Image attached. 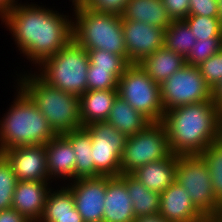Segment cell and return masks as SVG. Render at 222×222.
Wrapping results in <instances>:
<instances>
[{
    "label": "cell",
    "mask_w": 222,
    "mask_h": 222,
    "mask_svg": "<svg viewBox=\"0 0 222 222\" xmlns=\"http://www.w3.org/2000/svg\"><path fill=\"white\" fill-rule=\"evenodd\" d=\"M17 3L2 18L20 54L39 65L72 41L73 17L36 3Z\"/></svg>",
    "instance_id": "obj_1"
},
{
    "label": "cell",
    "mask_w": 222,
    "mask_h": 222,
    "mask_svg": "<svg viewBox=\"0 0 222 222\" xmlns=\"http://www.w3.org/2000/svg\"><path fill=\"white\" fill-rule=\"evenodd\" d=\"M221 112L212 100L165 111L162 123L169 149L175 155L201 154L220 139Z\"/></svg>",
    "instance_id": "obj_2"
},
{
    "label": "cell",
    "mask_w": 222,
    "mask_h": 222,
    "mask_svg": "<svg viewBox=\"0 0 222 222\" xmlns=\"http://www.w3.org/2000/svg\"><path fill=\"white\" fill-rule=\"evenodd\" d=\"M14 89V101L0 120V153L16 146L45 145L57 135L32 99L18 85Z\"/></svg>",
    "instance_id": "obj_3"
},
{
    "label": "cell",
    "mask_w": 222,
    "mask_h": 222,
    "mask_svg": "<svg viewBox=\"0 0 222 222\" xmlns=\"http://www.w3.org/2000/svg\"><path fill=\"white\" fill-rule=\"evenodd\" d=\"M31 72L16 74V85L32 99L54 132L61 135L82 128L79 97L46 84Z\"/></svg>",
    "instance_id": "obj_4"
},
{
    "label": "cell",
    "mask_w": 222,
    "mask_h": 222,
    "mask_svg": "<svg viewBox=\"0 0 222 222\" xmlns=\"http://www.w3.org/2000/svg\"><path fill=\"white\" fill-rule=\"evenodd\" d=\"M72 40L86 51L101 49L120 55L128 64L121 15L73 6Z\"/></svg>",
    "instance_id": "obj_5"
},
{
    "label": "cell",
    "mask_w": 222,
    "mask_h": 222,
    "mask_svg": "<svg viewBox=\"0 0 222 222\" xmlns=\"http://www.w3.org/2000/svg\"><path fill=\"white\" fill-rule=\"evenodd\" d=\"M37 66L34 73L48 85L78 97L87 91L88 53L73 40Z\"/></svg>",
    "instance_id": "obj_6"
},
{
    "label": "cell",
    "mask_w": 222,
    "mask_h": 222,
    "mask_svg": "<svg viewBox=\"0 0 222 222\" xmlns=\"http://www.w3.org/2000/svg\"><path fill=\"white\" fill-rule=\"evenodd\" d=\"M175 181L206 218L217 217L221 205L214 196L209 168L200 154L177 155Z\"/></svg>",
    "instance_id": "obj_7"
},
{
    "label": "cell",
    "mask_w": 222,
    "mask_h": 222,
    "mask_svg": "<svg viewBox=\"0 0 222 222\" xmlns=\"http://www.w3.org/2000/svg\"><path fill=\"white\" fill-rule=\"evenodd\" d=\"M118 95L150 122H161L164 108L160 85L139 64H129L118 80Z\"/></svg>",
    "instance_id": "obj_8"
},
{
    "label": "cell",
    "mask_w": 222,
    "mask_h": 222,
    "mask_svg": "<svg viewBox=\"0 0 222 222\" xmlns=\"http://www.w3.org/2000/svg\"><path fill=\"white\" fill-rule=\"evenodd\" d=\"M171 154L162 122H151L140 132L127 137L121 157V174H131L142 165Z\"/></svg>",
    "instance_id": "obj_9"
},
{
    "label": "cell",
    "mask_w": 222,
    "mask_h": 222,
    "mask_svg": "<svg viewBox=\"0 0 222 222\" xmlns=\"http://www.w3.org/2000/svg\"><path fill=\"white\" fill-rule=\"evenodd\" d=\"M164 112L178 106L213 99V90L201 76L198 66L185 64L160 85Z\"/></svg>",
    "instance_id": "obj_10"
},
{
    "label": "cell",
    "mask_w": 222,
    "mask_h": 222,
    "mask_svg": "<svg viewBox=\"0 0 222 222\" xmlns=\"http://www.w3.org/2000/svg\"><path fill=\"white\" fill-rule=\"evenodd\" d=\"M121 24L129 64H138L164 46V29L125 18Z\"/></svg>",
    "instance_id": "obj_11"
},
{
    "label": "cell",
    "mask_w": 222,
    "mask_h": 222,
    "mask_svg": "<svg viewBox=\"0 0 222 222\" xmlns=\"http://www.w3.org/2000/svg\"><path fill=\"white\" fill-rule=\"evenodd\" d=\"M11 165L18 181L51 182L45 145H22L0 153Z\"/></svg>",
    "instance_id": "obj_12"
},
{
    "label": "cell",
    "mask_w": 222,
    "mask_h": 222,
    "mask_svg": "<svg viewBox=\"0 0 222 222\" xmlns=\"http://www.w3.org/2000/svg\"><path fill=\"white\" fill-rule=\"evenodd\" d=\"M66 185L75 201V207L84 222H102L106 195V176L81 178Z\"/></svg>",
    "instance_id": "obj_13"
},
{
    "label": "cell",
    "mask_w": 222,
    "mask_h": 222,
    "mask_svg": "<svg viewBox=\"0 0 222 222\" xmlns=\"http://www.w3.org/2000/svg\"><path fill=\"white\" fill-rule=\"evenodd\" d=\"M159 214L170 222H201L206 219L176 181L160 194Z\"/></svg>",
    "instance_id": "obj_14"
},
{
    "label": "cell",
    "mask_w": 222,
    "mask_h": 222,
    "mask_svg": "<svg viewBox=\"0 0 222 222\" xmlns=\"http://www.w3.org/2000/svg\"><path fill=\"white\" fill-rule=\"evenodd\" d=\"M52 182L18 181L12 197V208L30 222H39ZM51 186V187H50Z\"/></svg>",
    "instance_id": "obj_15"
},
{
    "label": "cell",
    "mask_w": 222,
    "mask_h": 222,
    "mask_svg": "<svg viewBox=\"0 0 222 222\" xmlns=\"http://www.w3.org/2000/svg\"><path fill=\"white\" fill-rule=\"evenodd\" d=\"M136 218L126 187V174L106 176V195L102 222H133Z\"/></svg>",
    "instance_id": "obj_16"
},
{
    "label": "cell",
    "mask_w": 222,
    "mask_h": 222,
    "mask_svg": "<svg viewBox=\"0 0 222 222\" xmlns=\"http://www.w3.org/2000/svg\"><path fill=\"white\" fill-rule=\"evenodd\" d=\"M47 168L51 182L62 179L75 180L76 157L71 143L61 134L45 144ZM53 179V180H52Z\"/></svg>",
    "instance_id": "obj_17"
},
{
    "label": "cell",
    "mask_w": 222,
    "mask_h": 222,
    "mask_svg": "<svg viewBox=\"0 0 222 222\" xmlns=\"http://www.w3.org/2000/svg\"><path fill=\"white\" fill-rule=\"evenodd\" d=\"M177 155L142 165L131 175L151 191L162 193L176 180Z\"/></svg>",
    "instance_id": "obj_18"
},
{
    "label": "cell",
    "mask_w": 222,
    "mask_h": 222,
    "mask_svg": "<svg viewBox=\"0 0 222 222\" xmlns=\"http://www.w3.org/2000/svg\"><path fill=\"white\" fill-rule=\"evenodd\" d=\"M39 222H84L66 185L50 190Z\"/></svg>",
    "instance_id": "obj_19"
},
{
    "label": "cell",
    "mask_w": 222,
    "mask_h": 222,
    "mask_svg": "<svg viewBox=\"0 0 222 222\" xmlns=\"http://www.w3.org/2000/svg\"><path fill=\"white\" fill-rule=\"evenodd\" d=\"M117 95L118 90H92L81 95L79 109L82 126L107 121Z\"/></svg>",
    "instance_id": "obj_20"
},
{
    "label": "cell",
    "mask_w": 222,
    "mask_h": 222,
    "mask_svg": "<svg viewBox=\"0 0 222 222\" xmlns=\"http://www.w3.org/2000/svg\"><path fill=\"white\" fill-rule=\"evenodd\" d=\"M121 18L151 24L164 30L173 22L162 0H129Z\"/></svg>",
    "instance_id": "obj_21"
},
{
    "label": "cell",
    "mask_w": 222,
    "mask_h": 222,
    "mask_svg": "<svg viewBox=\"0 0 222 222\" xmlns=\"http://www.w3.org/2000/svg\"><path fill=\"white\" fill-rule=\"evenodd\" d=\"M138 64L154 82L161 85L174 72L180 70L185 65V58L162 46L151 55L146 56Z\"/></svg>",
    "instance_id": "obj_22"
},
{
    "label": "cell",
    "mask_w": 222,
    "mask_h": 222,
    "mask_svg": "<svg viewBox=\"0 0 222 222\" xmlns=\"http://www.w3.org/2000/svg\"><path fill=\"white\" fill-rule=\"evenodd\" d=\"M107 122L126 137L143 130L151 122L119 95L115 98Z\"/></svg>",
    "instance_id": "obj_23"
},
{
    "label": "cell",
    "mask_w": 222,
    "mask_h": 222,
    "mask_svg": "<svg viewBox=\"0 0 222 222\" xmlns=\"http://www.w3.org/2000/svg\"><path fill=\"white\" fill-rule=\"evenodd\" d=\"M70 143L76 154L75 180L94 178V162L90 133L84 128L62 134Z\"/></svg>",
    "instance_id": "obj_24"
},
{
    "label": "cell",
    "mask_w": 222,
    "mask_h": 222,
    "mask_svg": "<svg viewBox=\"0 0 222 222\" xmlns=\"http://www.w3.org/2000/svg\"><path fill=\"white\" fill-rule=\"evenodd\" d=\"M126 187L136 217L159 213L160 193L149 190L131 174H126Z\"/></svg>",
    "instance_id": "obj_25"
},
{
    "label": "cell",
    "mask_w": 222,
    "mask_h": 222,
    "mask_svg": "<svg viewBox=\"0 0 222 222\" xmlns=\"http://www.w3.org/2000/svg\"><path fill=\"white\" fill-rule=\"evenodd\" d=\"M196 42V37L184 20H173L165 29L164 46L182 55L184 58L192 49Z\"/></svg>",
    "instance_id": "obj_26"
},
{
    "label": "cell",
    "mask_w": 222,
    "mask_h": 222,
    "mask_svg": "<svg viewBox=\"0 0 222 222\" xmlns=\"http://www.w3.org/2000/svg\"><path fill=\"white\" fill-rule=\"evenodd\" d=\"M91 151L93 152L94 178L121 175L123 150L120 147L92 146Z\"/></svg>",
    "instance_id": "obj_27"
},
{
    "label": "cell",
    "mask_w": 222,
    "mask_h": 222,
    "mask_svg": "<svg viewBox=\"0 0 222 222\" xmlns=\"http://www.w3.org/2000/svg\"><path fill=\"white\" fill-rule=\"evenodd\" d=\"M200 155L209 168L214 196L222 205V140L211 143Z\"/></svg>",
    "instance_id": "obj_28"
},
{
    "label": "cell",
    "mask_w": 222,
    "mask_h": 222,
    "mask_svg": "<svg viewBox=\"0 0 222 222\" xmlns=\"http://www.w3.org/2000/svg\"><path fill=\"white\" fill-rule=\"evenodd\" d=\"M91 135L92 146L125 148L127 137L107 121L95 122L84 127Z\"/></svg>",
    "instance_id": "obj_29"
},
{
    "label": "cell",
    "mask_w": 222,
    "mask_h": 222,
    "mask_svg": "<svg viewBox=\"0 0 222 222\" xmlns=\"http://www.w3.org/2000/svg\"><path fill=\"white\" fill-rule=\"evenodd\" d=\"M184 21L192 30L196 40L222 38V24L219 17L188 15Z\"/></svg>",
    "instance_id": "obj_30"
},
{
    "label": "cell",
    "mask_w": 222,
    "mask_h": 222,
    "mask_svg": "<svg viewBox=\"0 0 222 222\" xmlns=\"http://www.w3.org/2000/svg\"><path fill=\"white\" fill-rule=\"evenodd\" d=\"M123 72H110V69H95L89 63L87 70V91L117 90L118 80Z\"/></svg>",
    "instance_id": "obj_31"
},
{
    "label": "cell",
    "mask_w": 222,
    "mask_h": 222,
    "mask_svg": "<svg viewBox=\"0 0 222 222\" xmlns=\"http://www.w3.org/2000/svg\"><path fill=\"white\" fill-rule=\"evenodd\" d=\"M17 182L11 165L0 154V211L12 207V197Z\"/></svg>",
    "instance_id": "obj_32"
},
{
    "label": "cell",
    "mask_w": 222,
    "mask_h": 222,
    "mask_svg": "<svg viewBox=\"0 0 222 222\" xmlns=\"http://www.w3.org/2000/svg\"><path fill=\"white\" fill-rule=\"evenodd\" d=\"M222 49V38H207L196 40L190 52L185 57V64L198 66Z\"/></svg>",
    "instance_id": "obj_33"
},
{
    "label": "cell",
    "mask_w": 222,
    "mask_h": 222,
    "mask_svg": "<svg viewBox=\"0 0 222 222\" xmlns=\"http://www.w3.org/2000/svg\"><path fill=\"white\" fill-rule=\"evenodd\" d=\"M89 63L95 69H110V72H124L129 65L120 55L101 49L87 51Z\"/></svg>",
    "instance_id": "obj_34"
},
{
    "label": "cell",
    "mask_w": 222,
    "mask_h": 222,
    "mask_svg": "<svg viewBox=\"0 0 222 222\" xmlns=\"http://www.w3.org/2000/svg\"><path fill=\"white\" fill-rule=\"evenodd\" d=\"M201 76L214 90L222 81V49L198 65Z\"/></svg>",
    "instance_id": "obj_35"
},
{
    "label": "cell",
    "mask_w": 222,
    "mask_h": 222,
    "mask_svg": "<svg viewBox=\"0 0 222 222\" xmlns=\"http://www.w3.org/2000/svg\"><path fill=\"white\" fill-rule=\"evenodd\" d=\"M128 1L129 0H85L83 5L93 11L121 15Z\"/></svg>",
    "instance_id": "obj_36"
},
{
    "label": "cell",
    "mask_w": 222,
    "mask_h": 222,
    "mask_svg": "<svg viewBox=\"0 0 222 222\" xmlns=\"http://www.w3.org/2000/svg\"><path fill=\"white\" fill-rule=\"evenodd\" d=\"M189 15L218 16V0H190Z\"/></svg>",
    "instance_id": "obj_37"
},
{
    "label": "cell",
    "mask_w": 222,
    "mask_h": 222,
    "mask_svg": "<svg viewBox=\"0 0 222 222\" xmlns=\"http://www.w3.org/2000/svg\"><path fill=\"white\" fill-rule=\"evenodd\" d=\"M172 20H184L189 15L190 0H162Z\"/></svg>",
    "instance_id": "obj_38"
},
{
    "label": "cell",
    "mask_w": 222,
    "mask_h": 222,
    "mask_svg": "<svg viewBox=\"0 0 222 222\" xmlns=\"http://www.w3.org/2000/svg\"><path fill=\"white\" fill-rule=\"evenodd\" d=\"M0 222H30L15 209L8 208L0 211Z\"/></svg>",
    "instance_id": "obj_39"
},
{
    "label": "cell",
    "mask_w": 222,
    "mask_h": 222,
    "mask_svg": "<svg viewBox=\"0 0 222 222\" xmlns=\"http://www.w3.org/2000/svg\"><path fill=\"white\" fill-rule=\"evenodd\" d=\"M133 222H170L165 220L159 213L154 215H146L141 217H136Z\"/></svg>",
    "instance_id": "obj_40"
},
{
    "label": "cell",
    "mask_w": 222,
    "mask_h": 222,
    "mask_svg": "<svg viewBox=\"0 0 222 222\" xmlns=\"http://www.w3.org/2000/svg\"><path fill=\"white\" fill-rule=\"evenodd\" d=\"M19 0H0V19L10 11Z\"/></svg>",
    "instance_id": "obj_41"
},
{
    "label": "cell",
    "mask_w": 222,
    "mask_h": 222,
    "mask_svg": "<svg viewBox=\"0 0 222 222\" xmlns=\"http://www.w3.org/2000/svg\"><path fill=\"white\" fill-rule=\"evenodd\" d=\"M213 101L215 102L216 106L222 113V81L213 90Z\"/></svg>",
    "instance_id": "obj_42"
},
{
    "label": "cell",
    "mask_w": 222,
    "mask_h": 222,
    "mask_svg": "<svg viewBox=\"0 0 222 222\" xmlns=\"http://www.w3.org/2000/svg\"><path fill=\"white\" fill-rule=\"evenodd\" d=\"M218 16L222 24V0H218Z\"/></svg>",
    "instance_id": "obj_43"
},
{
    "label": "cell",
    "mask_w": 222,
    "mask_h": 222,
    "mask_svg": "<svg viewBox=\"0 0 222 222\" xmlns=\"http://www.w3.org/2000/svg\"><path fill=\"white\" fill-rule=\"evenodd\" d=\"M69 1H71L72 2V6H74V5H78V4H83V2L85 0H69Z\"/></svg>",
    "instance_id": "obj_44"
},
{
    "label": "cell",
    "mask_w": 222,
    "mask_h": 222,
    "mask_svg": "<svg viewBox=\"0 0 222 222\" xmlns=\"http://www.w3.org/2000/svg\"><path fill=\"white\" fill-rule=\"evenodd\" d=\"M216 219H217L219 222H222V205H221V207H220V210H219V213H218Z\"/></svg>",
    "instance_id": "obj_45"
},
{
    "label": "cell",
    "mask_w": 222,
    "mask_h": 222,
    "mask_svg": "<svg viewBox=\"0 0 222 222\" xmlns=\"http://www.w3.org/2000/svg\"><path fill=\"white\" fill-rule=\"evenodd\" d=\"M201 222H219L216 218H206L205 220Z\"/></svg>",
    "instance_id": "obj_46"
},
{
    "label": "cell",
    "mask_w": 222,
    "mask_h": 222,
    "mask_svg": "<svg viewBox=\"0 0 222 222\" xmlns=\"http://www.w3.org/2000/svg\"><path fill=\"white\" fill-rule=\"evenodd\" d=\"M220 140H222V113H221V121H220Z\"/></svg>",
    "instance_id": "obj_47"
}]
</instances>
